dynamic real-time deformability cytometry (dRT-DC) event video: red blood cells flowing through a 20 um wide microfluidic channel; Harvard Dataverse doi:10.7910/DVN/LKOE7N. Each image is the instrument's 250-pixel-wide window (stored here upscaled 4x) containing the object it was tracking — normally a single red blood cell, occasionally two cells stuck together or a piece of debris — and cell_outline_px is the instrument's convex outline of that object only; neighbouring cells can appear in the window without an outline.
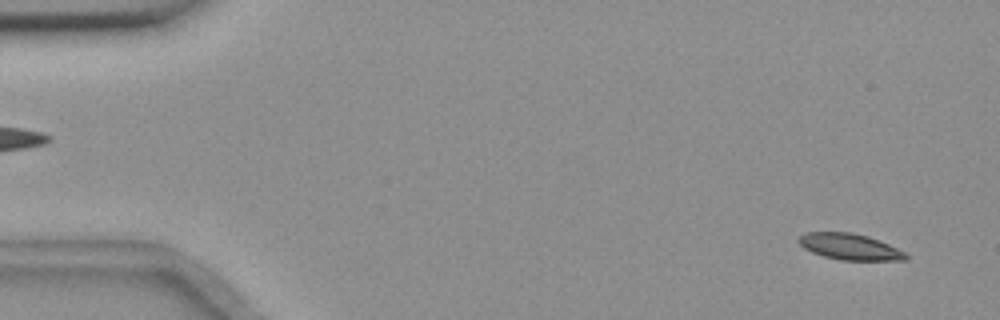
{"species": "common noctule bat (a hibernating species)", "species_latin": "Nyctalus noctula", "temperature_condition": "room temperature", "stored_images_in_passage": 56, "camera_frame_rate_fps": 3000, "um_per_image_px": 0.085, "animal": {"sex": "female", "body_mass_g": 18.4}, "frame": {"image": 1, "passage_image": 3, "time_ms": 0.667, "image_size_px": [1000, 320], "cell_outline_px": [[908, 260], [840, 260], [824, 256], [812, 252], [804, 248], [796, 240], [804, 232], [852, 232], [868, 236], [888, 244], [904, 252], [908, 256]], "centroid_in_image_um": [72.2, 20.96], "position_along_channel_um": 12.8, "area_um2": 16.3}}
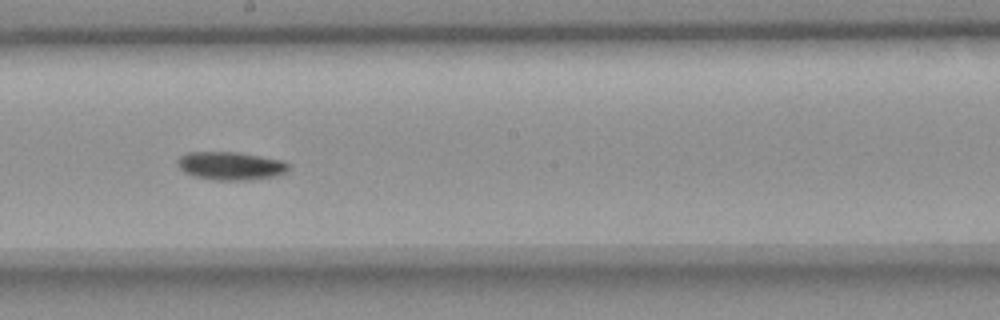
{"frame": {"image": 2, "passage_image": 31, "time_ms": 10.0, "image_size_px": [1000, 320], "cell_outline_px": [[288, 172], [272, 176], [252, 180], [212, 180], [192, 176], [184, 172], [180, 168], [176, 160], [180, 156], [188, 152], [236, 152], [284, 160], [288, 164]], "centroid_in_image_um": [19.58, 14.1], "position_along_channel_um": 228.6, "area_um2": 18.32}}
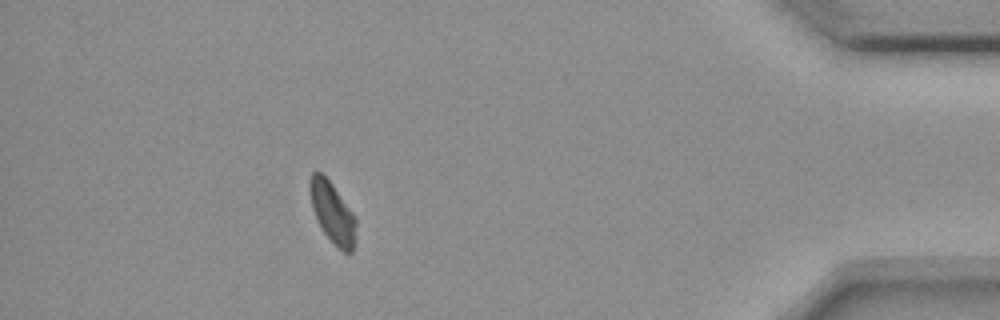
{"frame": {"image": 3, "passage_image": 50, "time_ms": 16.333, "image_size_px": [1000, 320], "cell_outline_px": [[356, 244], [352, 252], [344, 252], [336, 248], [324, 232], [316, 220], [312, 208], [308, 180], [312, 172], [320, 172], [332, 184], [352, 212], [356, 220]], "centroid_in_image_um": [28.26, 18.12], "position_along_channel_um": 406.9, "area_um2": 16.53}, "authors_computed_cell_mechanics": {"area_um2": 17.2822, "velocity_mm_per_s": 3.6176, "shape_relaxation_time_tau1_ms": 9.9395, "shape_relaxation_time_tau2_ms": null, "deformation_change_tau1": 0.1664, "deformation_change_tau2": null}}